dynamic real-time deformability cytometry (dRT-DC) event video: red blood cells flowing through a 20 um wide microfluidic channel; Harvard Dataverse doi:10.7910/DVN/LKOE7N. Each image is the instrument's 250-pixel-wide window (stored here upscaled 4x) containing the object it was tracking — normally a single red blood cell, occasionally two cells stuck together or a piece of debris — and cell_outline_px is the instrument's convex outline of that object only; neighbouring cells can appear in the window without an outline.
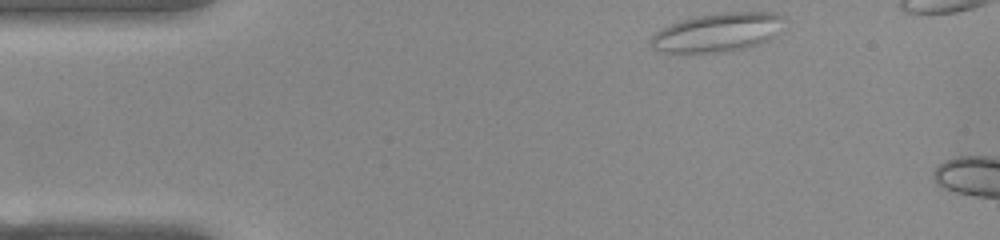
{"species": "common noctule bat (a hibernating species)", "species_latin": "Nyctalus noctula", "temperature_condition": "warm", "stored_images_in_passage": 7, "camera_frame_rate_fps": 3000, "um_per_image_px": 0.085, "animal": {"sex": "female", "body_mass_g": 22.0, "forearm_length_mm": 56.7}, "frame": {"image": 1, "passage_image": 1, "time_ms": 0.0, "image_size_px": [1000, 240], "cell_outline_px": [[784, 20], [776, 36], [760, 44], [728, 52], [668, 56], [656, 52], [648, 44], [652, 36], [660, 28], [680, 20], [696, 16], [716, 12], [776, 12], [784, 16]], "centroid_in_image_um": [60.89, 2.81], "position_along_channel_um": 24.1, "area_um2": 31.62}}